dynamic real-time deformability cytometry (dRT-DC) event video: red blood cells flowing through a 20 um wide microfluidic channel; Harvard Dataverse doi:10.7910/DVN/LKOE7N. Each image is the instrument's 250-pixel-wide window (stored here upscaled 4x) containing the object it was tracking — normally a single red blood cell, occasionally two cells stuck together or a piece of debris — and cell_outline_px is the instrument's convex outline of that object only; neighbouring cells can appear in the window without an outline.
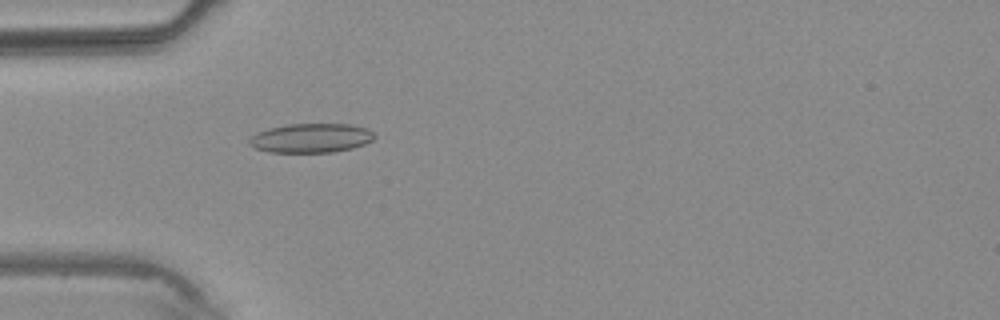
{"species": "common noctule bat (a hibernating species)", "species_latin": "Nyctalus noctula", "temperature_condition": "warm", "stored_images_in_passage": 4, "camera_frame_rate_fps": 3000, "um_per_image_px": 0.085, "animal": {"sex": "male", "body_mass_g": 20.4}, "frame": {"image": 1, "passage_image": 4, "time_ms": 3.667, "image_size_px": [1000, 320], "cell_outline_px": [[376, 136], [372, 140], [364, 144], [352, 148], [332, 152], [268, 152], [256, 148], [248, 144], [248, 140], [252, 136], [268, 128], [288, 124], [348, 124], [368, 128]], "centroid_in_image_um": [26.45, 11.73], "position_along_channel_um": 58.6, "area_um2": 21.21}}